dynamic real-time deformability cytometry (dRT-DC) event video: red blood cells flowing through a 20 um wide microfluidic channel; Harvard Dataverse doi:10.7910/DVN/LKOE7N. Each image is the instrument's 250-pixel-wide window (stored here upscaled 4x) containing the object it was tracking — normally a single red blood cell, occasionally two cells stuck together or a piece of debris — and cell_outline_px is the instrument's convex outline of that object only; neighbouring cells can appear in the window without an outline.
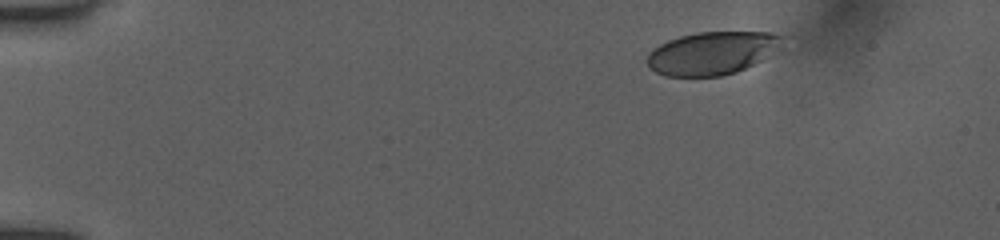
{"species": "human", "species_latin": "Homo sapiens", "temperature_condition": "room temperature", "stored_images_in_passage": 17, "camera_frame_rate_fps": 3000, "um_per_image_px": 0.085, "donor": {"sex": "female"}, "frame": {"image": 1, "passage_image": 1, "time_ms": 0.0, "image_size_px": [1000, 240], "cell_outline_px": [[788, 36], [760, 60], [736, 72], [720, 76], [664, 76], [656, 72], [648, 64], [648, 56], [660, 44], [668, 40], [680, 36], [696, 32], [772, 32]], "centroid_in_image_um": [60.51, 4.5], "position_along_channel_um": 24.5, "area_um2": 33.18}}
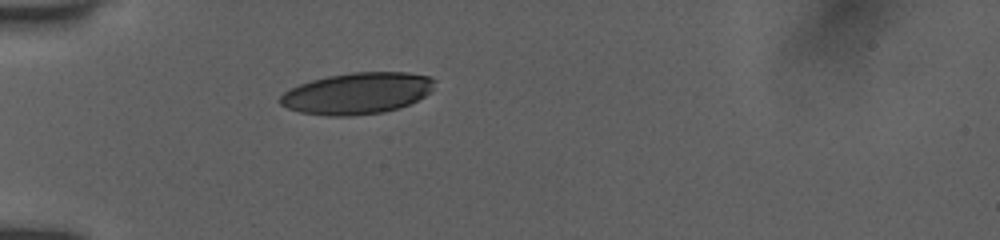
{"frame": {"image": 2, "passage_image": 14, "time_ms": 3.0, "image_size_px": [1000, 240], "cell_outline_px": [[436, 80], [432, 88], [424, 96], [400, 108], [384, 112], [348, 116], [328, 116], [300, 112], [288, 108], [280, 104], [280, 96], [284, 92], [300, 84], [312, 80], [328, 76], [352, 72], [408, 72], [432, 76]], "centroid_in_image_um": [30.38, 7.93], "position_along_channel_um": 54.6, "area_um2": 37.22}}